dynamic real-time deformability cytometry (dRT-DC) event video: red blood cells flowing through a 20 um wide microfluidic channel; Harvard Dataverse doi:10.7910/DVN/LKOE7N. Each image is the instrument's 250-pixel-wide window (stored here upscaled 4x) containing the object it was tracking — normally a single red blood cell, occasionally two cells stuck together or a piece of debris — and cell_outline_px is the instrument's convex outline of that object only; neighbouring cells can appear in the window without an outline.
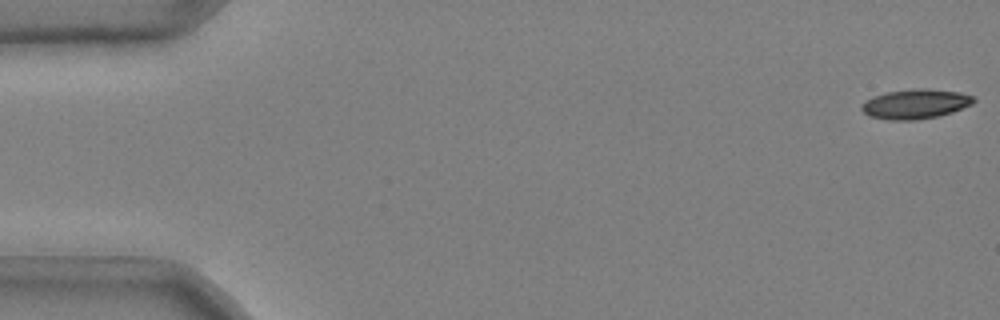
{"species": "common noctule bat (a hibernating species)", "species_latin": "Nyctalus noctula", "temperature_condition": "cold", "stored_images_in_passage": 49, "camera_frame_rate_fps": 3000, "um_per_image_px": 0.085, "animal": {"sex": "male", "body_mass_g": 20.4}, "frame": {"image": 1, "passage_image": 1, "time_ms": 0.0, "image_size_px": [1000, 320], "cell_outline_px": [[976, 100], [972, 104], [952, 112], [936, 116], [916, 120], [888, 120], [868, 116], [860, 108], [860, 104], [864, 100], [872, 96], [884, 92], [920, 88], [928, 88], [960, 92], [972, 96]], "centroid_in_image_um": [77.76, 8.83], "position_along_channel_um": 7.2, "area_um2": 19.54}}
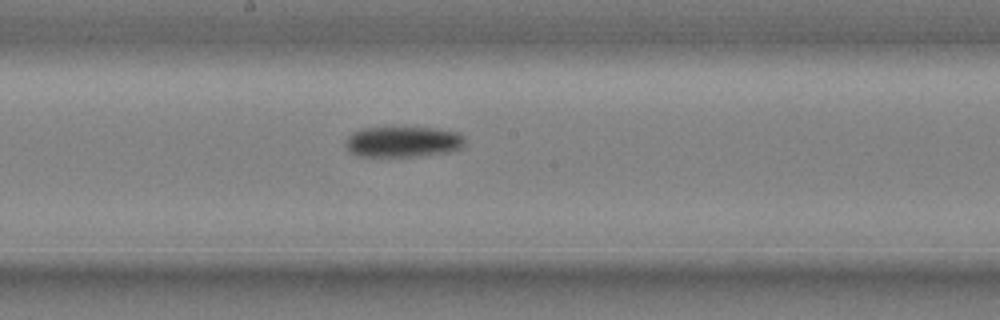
{"frame": {"image": 2, "passage_image": 29, "time_ms": 9.333, "image_size_px": [1000, 320], "cell_outline_px": [[464, 144], [460, 148], [448, 152], [412, 156], [360, 156], [352, 152], [348, 148], [348, 136], [352, 132], [364, 128], [432, 128], [456, 132], [464, 136]], "centroid_in_image_um": [34.28, 12.05], "position_along_channel_um": 213.9, "area_um2": 20.81}}
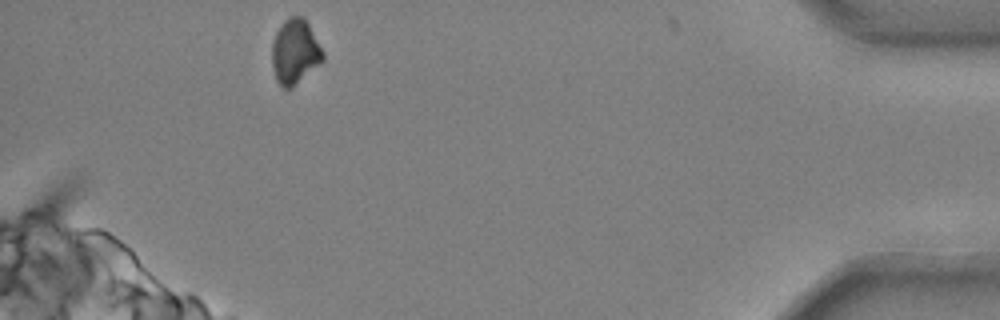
{"frame": {"image": 3, "passage_image": 49, "time_ms": 16.0, "image_size_px": [1000, 320], "cell_outline_px": [[324, 60], [288, 88], [284, 88], [276, 80], [272, 64], [272, 44], [276, 32], [284, 20], [292, 16], [304, 16], [324, 52]], "centroid_in_image_um": [25.07, 4.34], "position_along_channel_um": 410.1, "area_um2": 18.79}}